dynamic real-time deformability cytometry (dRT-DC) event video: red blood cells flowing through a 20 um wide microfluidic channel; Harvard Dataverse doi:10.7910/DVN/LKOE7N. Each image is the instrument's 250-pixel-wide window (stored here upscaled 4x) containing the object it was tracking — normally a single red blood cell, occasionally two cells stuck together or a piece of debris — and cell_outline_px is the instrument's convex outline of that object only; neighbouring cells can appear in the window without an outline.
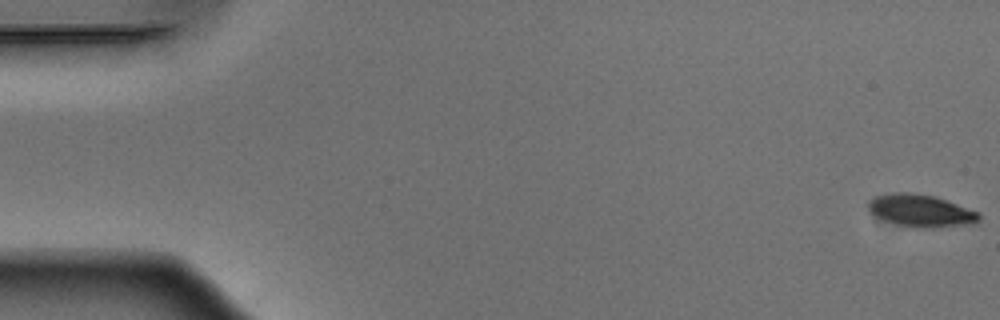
{"species": "Egyptian fruit bat (a non-hibernating species)", "species_latin": "Rousettus aegyptiacus", "temperature_condition": "warm", "stored_images_in_passage": 52, "camera_frame_rate_fps": 3000, "um_per_image_px": 0.085, "animal": {"sex": "male"}, "frame": {"image": 1, "passage_image": 1, "time_ms": 0.0, "image_size_px": [1000, 320], "cell_outline_px": [[980, 220], [976, 224], [932, 228], [912, 228], [872, 216], [868, 208], [868, 200], [876, 196], [892, 192], [908, 192], [936, 196], [980, 212]], "centroid_in_image_um": [78.29, 17.91], "position_along_channel_um": 6.7, "area_um2": 21.33}}
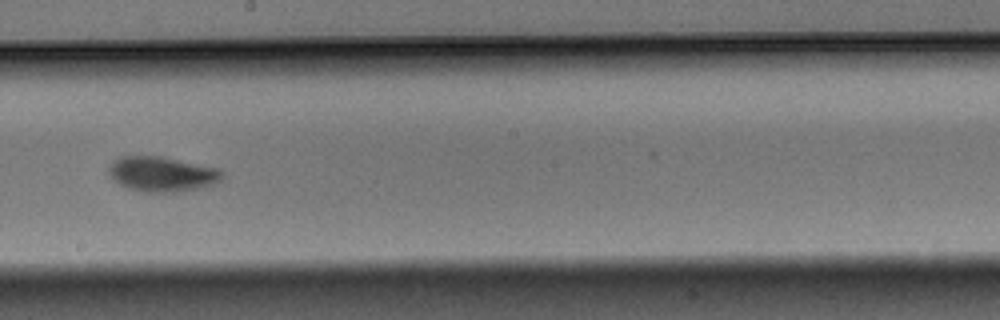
{"frame": {"image": 2, "passage_image": 30, "time_ms": 9.667, "image_size_px": [1000, 320], "cell_outline_px": [[224, 176], [216, 184], [204, 188], [180, 192], [140, 192], [128, 188], [112, 180], [108, 176], [108, 168], [120, 156], [164, 156], [220, 168], [224, 172]], "centroid_in_image_um": [13.83, 14.8], "position_along_channel_um": 234.4, "area_um2": 23.76}}
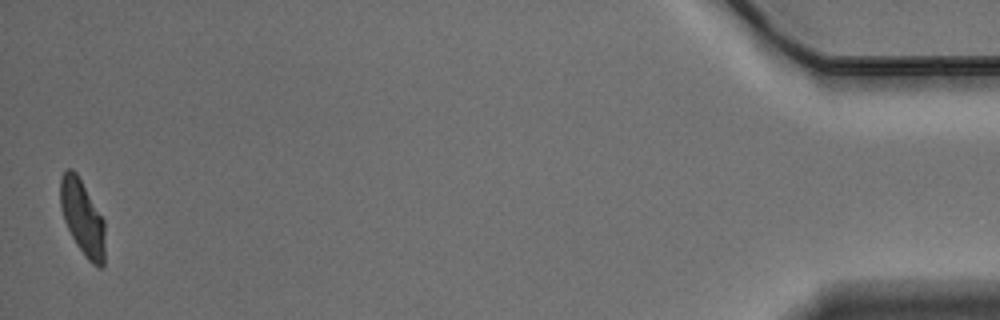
{"frame": {"image": 3, "passage_image": 52, "time_ms": 17.0, "image_size_px": [1000, 320], "cell_outline_px": [[104, 264], [100, 268], [92, 264], [84, 256], [76, 244], [64, 220], [60, 208], [60, 176], [68, 168], [72, 168], [76, 172], [104, 220]], "centroid_in_image_um": [6.99, 18.5], "position_along_channel_um": 428.2, "area_um2": 19.48}, "authors_computed_cell_mechanics": {"area_um2": 21.675, "velocity_mm_per_s": 3.8874, "shape_relaxation_time_tau1_ms": 3.4411, "shape_relaxation_time_tau2_ms": 4.3677, "deformation_change_tau1": 0.1426, "deformation_change_tau2": 0.0857}}